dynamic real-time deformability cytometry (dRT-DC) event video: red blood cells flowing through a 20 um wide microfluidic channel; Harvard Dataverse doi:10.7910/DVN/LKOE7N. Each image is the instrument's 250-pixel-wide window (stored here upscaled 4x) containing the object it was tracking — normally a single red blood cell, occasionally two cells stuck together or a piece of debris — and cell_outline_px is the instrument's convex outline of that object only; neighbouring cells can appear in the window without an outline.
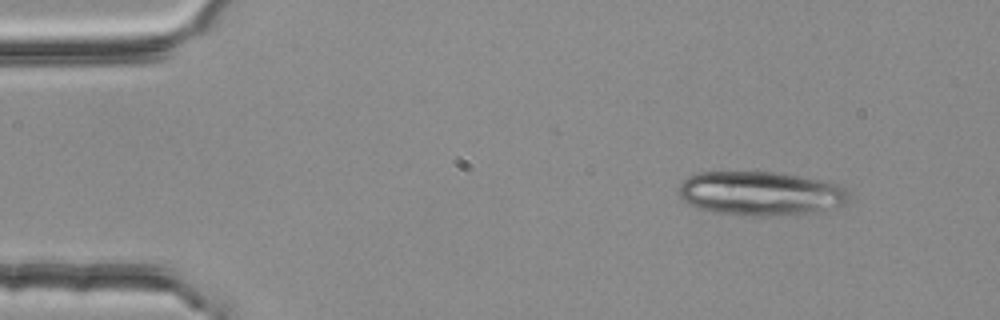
{"species": "common noctule bat (a hibernating species)", "species_latin": "Nyctalus noctula", "temperature_condition": "room temperature", "stored_images_in_passage": 3, "camera_frame_rate_fps": 3000, "um_per_image_px": 0.085, "animal": {"sex": "female", "body_mass_g": 25.1}, "frame": {"image": 1, "passage_image": 1, "time_ms": 0.0, "image_size_px": [1000, 320], "cell_outline_px": [[852, 196], [844, 204], [812, 212], [768, 216], [748, 216], [712, 212], [696, 208], [688, 204], [680, 196], [680, 180], [688, 176], [700, 172], [780, 172], [840, 184]], "centroid_in_image_um": [64.61, 16.44], "position_along_channel_um": 20.4, "area_um2": 43.87}}